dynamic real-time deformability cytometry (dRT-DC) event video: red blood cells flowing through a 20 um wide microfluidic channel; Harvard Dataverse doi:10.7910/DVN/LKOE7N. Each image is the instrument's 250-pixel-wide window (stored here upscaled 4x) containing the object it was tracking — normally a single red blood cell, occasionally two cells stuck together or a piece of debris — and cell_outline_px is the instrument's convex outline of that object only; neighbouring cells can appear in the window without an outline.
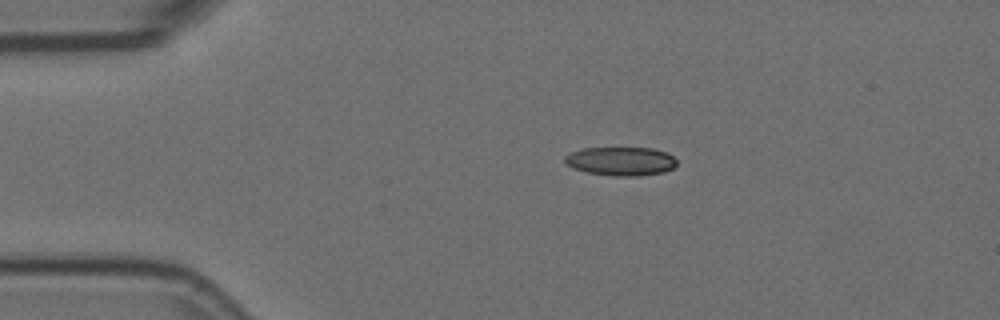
{"species": "Egyptian fruit bat (a non-hibernating species)", "species_latin": "Rousettus aegyptiacus", "temperature_condition": "room temperature", "stored_images_in_passage": 3, "camera_frame_rate_fps": 3000, "um_per_image_px": 0.085, "animal": {"sex": "female"}, "frame": {"image": 1, "passage_image": 1, "time_ms": 0.0, "image_size_px": [1000, 320], "cell_outline_px": [[676, 164], [672, 168], [664, 172], [640, 176], [616, 176], [588, 172], [572, 168], [564, 160], [564, 156], [572, 152], [584, 148], [652, 148], [668, 152], [676, 160]], "centroid_in_image_um": [52.79, 13.7], "position_along_channel_um": 32.2, "area_um2": 18.67}}
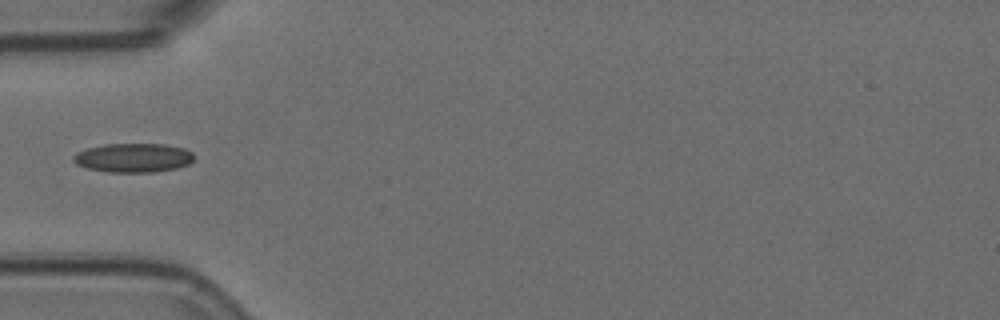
{"frame": {"image": 2, "passage_image": 3, "time_ms": 0.667, "image_size_px": [1000, 320], "cell_outline_px": [[192, 160], [188, 164], [176, 168], [152, 172], [108, 172], [88, 168], [76, 164], [72, 160], [72, 156], [76, 152], [88, 148], [104, 144], [164, 144], [184, 148], [192, 152]], "centroid_in_image_um": [11.29, 13.41], "position_along_channel_um": 73.7, "area_um2": 20.35}}